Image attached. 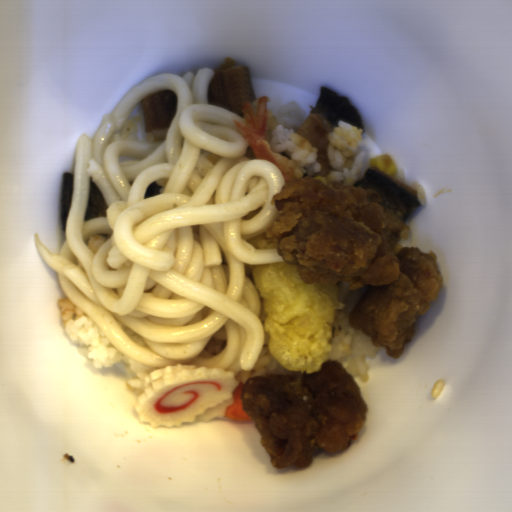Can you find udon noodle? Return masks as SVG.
I'll list each match as a JSON object with an SVG mask.
<instances>
[{
	"label": "udon noodle",
	"instance_id": "obj_1",
	"mask_svg": "<svg viewBox=\"0 0 512 512\" xmlns=\"http://www.w3.org/2000/svg\"><path fill=\"white\" fill-rule=\"evenodd\" d=\"M213 68L154 74L75 143L65 240L33 244L61 289L121 354L163 368L255 367L267 330L252 265L283 262L247 240L279 218L287 183L256 159L232 111L210 103ZM177 91L169 128L146 132L140 101ZM90 181L106 216L84 220Z\"/></svg>",
	"mask_w": 512,
	"mask_h": 512
}]
</instances>
